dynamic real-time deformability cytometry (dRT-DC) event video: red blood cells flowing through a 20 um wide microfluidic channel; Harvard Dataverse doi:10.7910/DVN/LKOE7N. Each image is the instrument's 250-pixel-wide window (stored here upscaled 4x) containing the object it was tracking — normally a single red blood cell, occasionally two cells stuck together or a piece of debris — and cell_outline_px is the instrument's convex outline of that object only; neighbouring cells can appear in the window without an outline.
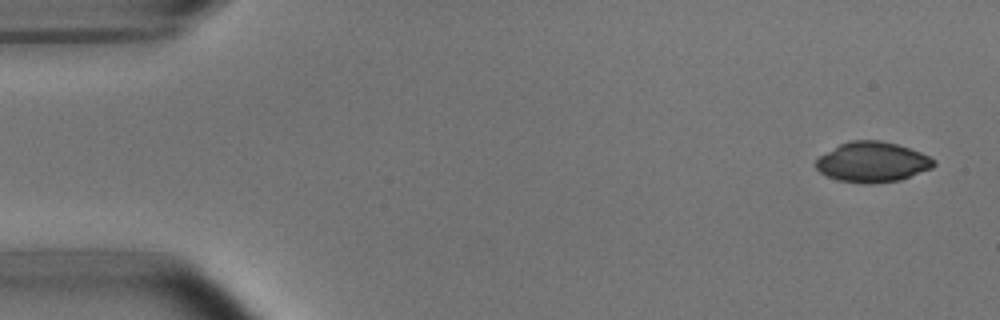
{"species": "common noctule bat (a hibernating species)", "species_latin": "Nyctalus noctula", "temperature_condition": "room temperature", "stored_images_in_passage": 50, "camera_frame_rate_fps": 3000, "um_per_image_px": 0.085, "animal": {"sex": "male", "body_mass_g": 15.6}, "frame": {"image": 1, "passage_image": 1, "time_ms": 0.0, "image_size_px": [1000, 320], "cell_outline_px": [[936, 164], [932, 168], [900, 180], [868, 184], [836, 180], [820, 172], [816, 168], [816, 160], [820, 156], [840, 144], [848, 140], [880, 140], [896, 144], [920, 152], [936, 160]], "centroid_in_image_um": [74.16, 13.77], "position_along_channel_um": 10.8, "area_um2": 27.51}}
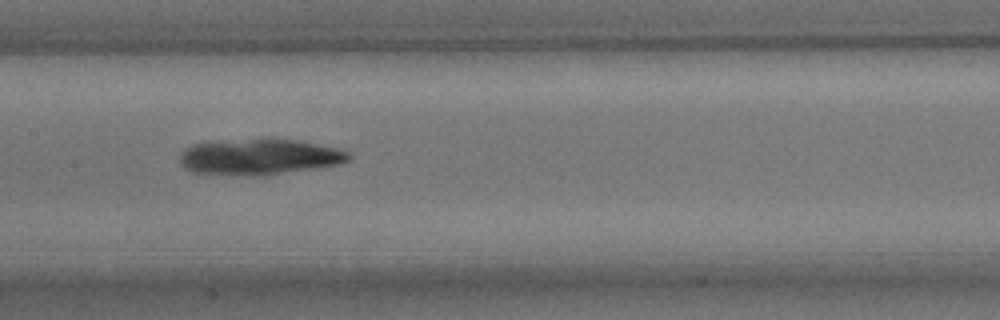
{"frame": {"image": 2, "passage_image": 24, "time_ms": 7.667, "image_size_px": [1000, 320], "cell_outline_px": [[352, 160], [340, 164], [264, 176], [252, 176], [192, 172], [184, 168], [180, 164], [180, 156], [192, 144], [252, 140], [300, 140], [336, 148], [352, 152]], "centroid_in_image_um": [22.14, 13.36], "position_along_channel_um": 185.3, "area_um2": 34.8}}
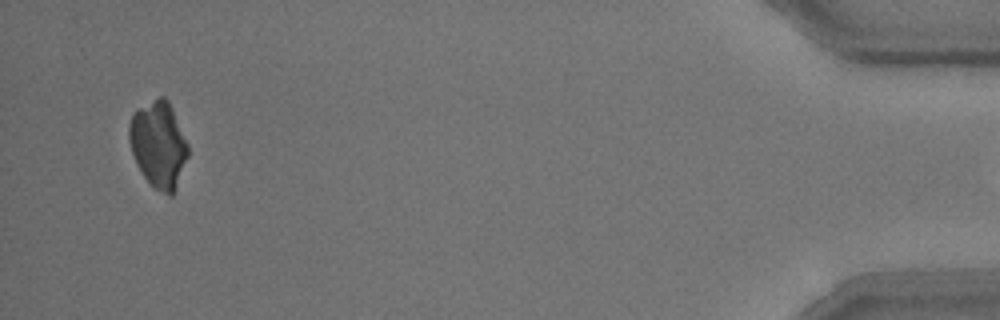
{"frame": {"image": 3, "passage_image": 49, "time_ms": 16.0, "image_size_px": [1000, 320], "cell_outline_px": [[188, 156], [172, 196], [168, 196], [156, 188], [144, 176], [132, 152], [128, 136], [128, 128], [132, 116], [140, 108], [160, 96], [164, 96], [168, 100], [172, 108], [188, 144]], "centroid_in_image_um": [13.49, 12.27], "position_along_channel_um": 421.7, "area_um2": 28.9}}